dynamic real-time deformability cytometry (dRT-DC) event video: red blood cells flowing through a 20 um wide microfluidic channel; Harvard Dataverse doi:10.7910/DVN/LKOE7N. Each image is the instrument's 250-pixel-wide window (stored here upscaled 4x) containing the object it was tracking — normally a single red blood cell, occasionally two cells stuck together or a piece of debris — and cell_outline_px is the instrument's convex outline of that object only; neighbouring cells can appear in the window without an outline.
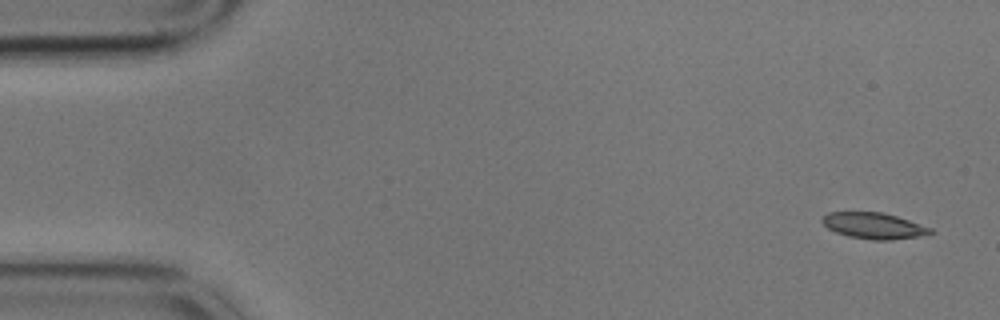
{"species": "common noctule bat (a hibernating species)", "species_latin": "Nyctalus noctula", "temperature_condition": "cold", "stored_images_in_passage": 5, "camera_frame_rate_fps": 3000, "um_per_image_px": 0.085, "animal": {"sex": "male", "body_mass_g": 17.9}, "frame": {"image": 1, "passage_image": 1, "time_ms": 0.0, "image_size_px": [1000, 320], "cell_outline_px": [[936, 232], [916, 236], [892, 240], [872, 240], [848, 236], [836, 232], [828, 228], [820, 220], [828, 212], [884, 212], [932, 228]], "centroid_in_image_um": [74.26, 19.18], "position_along_channel_um": 10.7, "area_um2": 16.36}}
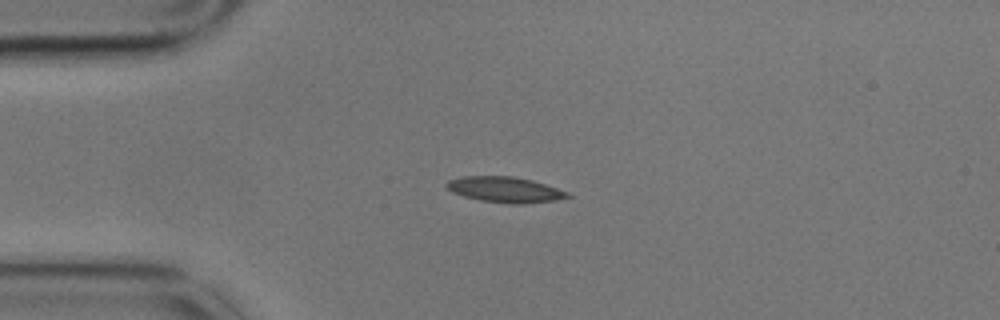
{"frame": {"image": 2, "passage_image": 4, "time_ms": 1.0, "image_size_px": [1000, 320], "cell_outline_px": [[572, 196], [556, 200], [524, 204], [508, 204], [480, 200], [464, 196], [452, 192], [444, 184], [448, 180], [464, 176], [512, 176], [532, 180], [568, 192]], "centroid_in_image_um": [42.91, 16.12], "position_along_channel_um": 42.1, "area_um2": 18.03}}